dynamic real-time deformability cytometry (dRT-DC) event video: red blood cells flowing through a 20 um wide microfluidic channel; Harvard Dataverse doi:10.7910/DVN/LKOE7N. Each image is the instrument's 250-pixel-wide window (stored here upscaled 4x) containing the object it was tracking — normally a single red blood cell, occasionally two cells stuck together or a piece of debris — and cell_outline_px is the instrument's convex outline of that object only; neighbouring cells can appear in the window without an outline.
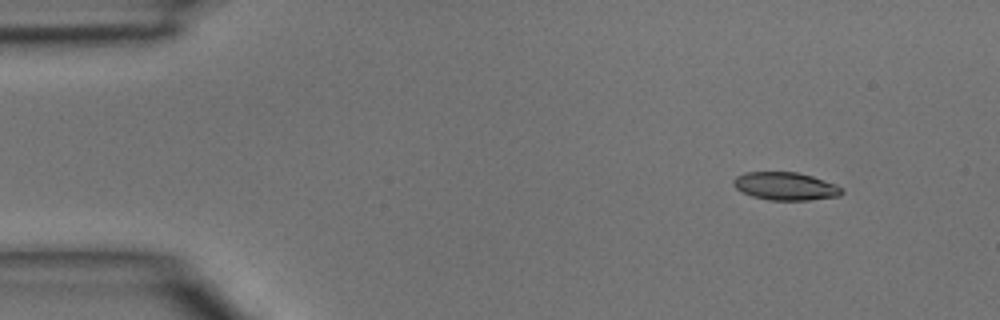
{"species": "common noctule bat (a hibernating species)", "species_latin": "Nyctalus noctula", "temperature_condition": "room temperature", "stored_images_in_passage": 3, "camera_frame_rate_fps": 3000, "um_per_image_px": 0.085, "animal": {"sex": "male", "body_mass_g": 15.6}, "frame": {"image": 1, "passage_image": 1, "time_ms": 0.0, "image_size_px": [1000, 320], "cell_outline_px": [[844, 192], [840, 196], [808, 200], [768, 200], [752, 196], [736, 188], [732, 184], [732, 180], [736, 176], [744, 172], [796, 172], [812, 176], [836, 184], [844, 188]], "centroid_in_image_um": [66.78, 15.82], "position_along_channel_um": 18.2, "area_um2": 17.74}}
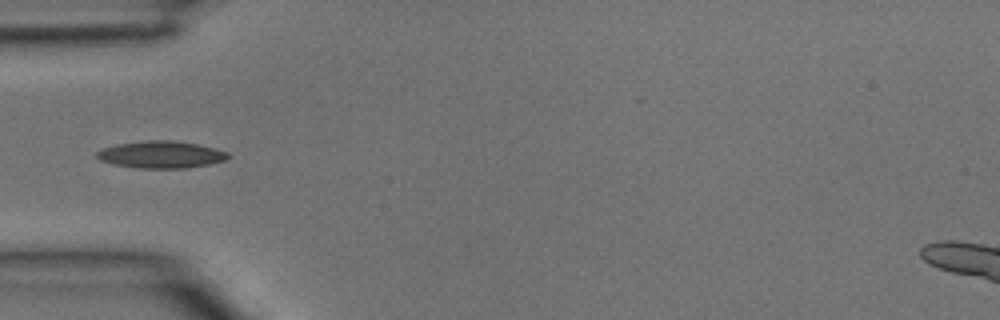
{"frame": {"image": 2, "passage_image": 3, "time_ms": 0.667, "image_size_px": [1000, 320], "cell_outline_px": [[232, 156], [224, 160], [208, 164], [184, 168], [140, 168], [116, 164], [100, 160], [96, 156], [96, 152], [104, 148], [120, 144], [148, 140], [172, 140], [196, 144], [228, 152]], "centroid_in_image_um": [13.71, 13.14], "position_along_channel_um": 71.3, "area_um2": 20.29}}